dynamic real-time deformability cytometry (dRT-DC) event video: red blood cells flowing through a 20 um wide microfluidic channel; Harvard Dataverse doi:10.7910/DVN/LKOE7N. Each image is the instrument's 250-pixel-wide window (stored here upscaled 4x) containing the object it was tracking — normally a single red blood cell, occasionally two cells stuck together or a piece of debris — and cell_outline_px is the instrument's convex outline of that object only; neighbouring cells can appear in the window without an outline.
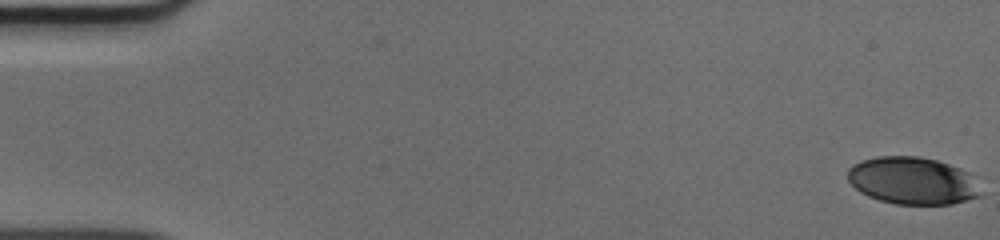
{"species": "human", "species_latin": "Homo sapiens", "temperature_condition": "cold", "stored_images_in_passage": 51, "camera_frame_rate_fps": 3000, "um_per_image_px": 0.085, "donor": {"sex": "male"}, "frame": {"image": 1, "passage_image": 1, "time_ms": 0.0, "image_size_px": [1000, 240], "cell_outline_px": [[980, 196], [952, 204], [896, 204], [880, 200], [868, 196], [860, 192], [848, 180], [848, 168], [852, 164], [860, 160], [876, 156], [920, 156], [936, 160], [960, 168], [968, 172]], "centroid_in_image_um": [77.49, 15.34], "position_along_channel_um": 7.5, "area_um2": 36.36}}
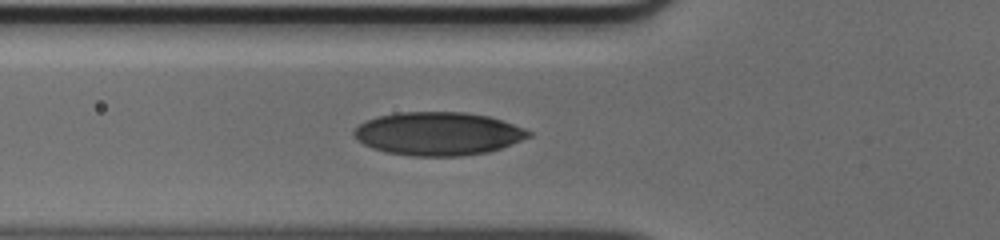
{"frame": {"image": 2, "passage_image": 19, "time_ms": 6.0, "image_size_px": [1000, 240], "cell_outline_px": [[532, 136], [500, 148], [488, 152], [464, 156], [412, 156], [384, 152], [372, 148], [364, 144], [352, 132], [360, 124], [368, 120], [380, 116], [400, 112], [464, 112], [488, 116], [524, 128], [532, 132]], "centroid_in_image_um": [37.26, 11.37], "position_along_channel_um": 88.5, "area_um2": 43.75}}
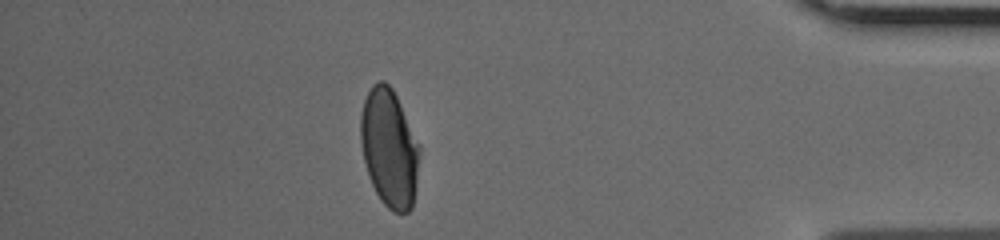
{"frame": {"image": 3, "passage_image": 45, "time_ms": 14.667, "image_size_px": [1000, 240], "cell_outline_px": [[420, 152], [416, 184], [412, 208], [408, 212], [392, 212], [380, 200], [368, 176], [364, 160], [360, 140], [360, 116], [364, 100], [372, 84], [380, 80], [384, 80], [392, 88], [420, 144]], "centroid_in_image_um": [33.08, 12.58], "position_along_channel_um": 402.1, "area_um2": 40.63}}